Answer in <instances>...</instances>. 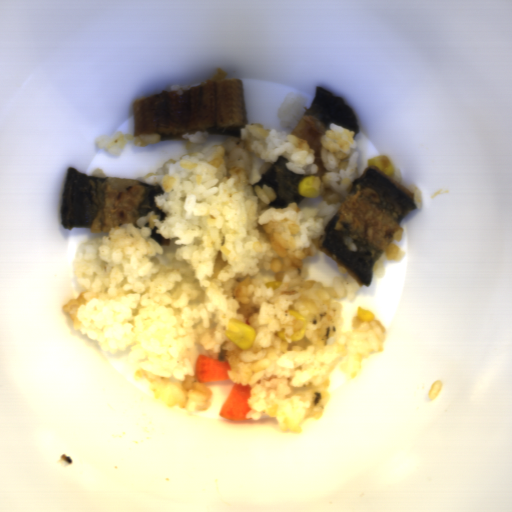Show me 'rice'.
<instances>
[{
  "label": "rice",
  "mask_w": 512,
  "mask_h": 512,
  "mask_svg": "<svg viewBox=\"0 0 512 512\" xmlns=\"http://www.w3.org/2000/svg\"><path fill=\"white\" fill-rule=\"evenodd\" d=\"M407 189L414 193V201L417 204L416 208L421 209L423 207V190L419 184H409Z\"/></svg>",
  "instance_id": "obj_5"
},
{
  "label": "rice",
  "mask_w": 512,
  "mask_h": 512,
  "mask_svg": "<svg viewBox=\"0 0 512 512\" xmlns=\"http://www.w3.org/2000/svg\"><path fill=\"white\" fill-rule=\"evenodd\" d=\"M442 387V380H435L427 392L428 398L430 401H434Z\"/></svg>",
  "instance_id": "obj_6"
},
{
  "label": "rice",
  "mask_w": 512,
  "mask_h": 512,
  "mask_svg": "<svg viewBox=\"0 0 512 512\" xmlns=\"http://www.w3.org/2000/svg\"><path fill=\"white\" fill-rule=\"evenodd\" d=\"M94 141L97 143L98 149H106L110 155L120 156L127 141H132L135 146H145L157 142H161L162 136L159 133H145L134 137L133 131L122 134L118 130L114 135L103 133L96 135Z\"/></svg>",
  "instance_id": "obj_2"
},
{
  "label": "rice",
  "mask_w": 512,
  "mask_h": 512,
  "mask_svg": "<svg viewBox=\"0 0 512 512\" xmlns=\"http://www.w3.org/2000/svg\"><path fill=\"white\" fill-rule=\"evenodd\" d=\"M315 148L292 131L250 122L240 137L196 130L181 134L187 155L166 160L140 179L159 183L155 197L168 214L149 210L92 236L76 248L72 270L84 291L61 306L73 330L97 341L112 358L137 352L134 375L154 399L192 413L211 407L214 393L195 373L198 355L227 361L229 380L250 386L245 417L275 418L281 432L303 433L323 418L331 400L330 373L357 378L372 354L382 353L387 328L354 313L342 331L343 304L360 286L315 246L359 179L356 132L330 123ZM283 155L295 174L321 177L320 196L273 209V188L252 186ZM171 238L161 247L151 237ZM304 315L302 341L277 339L297 330L288 310ZM237 317L256 330L251 350L224 335Z\"/></svg>",
  "instance_id": "obj_1"
},
{
  "label": "rice",
  "mask_w": 512,
  "mask_h": 512,
  "mask_svg": "<svg viewBox=\"0 0 512 512\" xmlns=\"http://www.w3.org/2000/svg\"><path fill=\"white\" fill-rule=\"evenodd\" d=\"M305 110L307 108L304 94L290 91L277 110L280 125L295 129Z\"/></svg>",
  "instance_id": "obj_3"
},
{
  "label": "rice",
  "mask_w": 512,
  "mask_h": 512,
  "mask_svg": "<svg viewBox=\"0 0 512 512\" xmlns=\"http://www.w3.org/2000/svg\"><path fill=\"white\" fill-rule=\"evenodd\" d=\"M392 239L393 241L387 247L384 254L372 265L374 277L377 280H383L388 272L385 259L397 262L403 259L405 255L404 251L396 245L397 241H402L403 231L400 229L392 232Z\"/></svg>",
  "instance_id": "obj_4"
}]
</instances>
